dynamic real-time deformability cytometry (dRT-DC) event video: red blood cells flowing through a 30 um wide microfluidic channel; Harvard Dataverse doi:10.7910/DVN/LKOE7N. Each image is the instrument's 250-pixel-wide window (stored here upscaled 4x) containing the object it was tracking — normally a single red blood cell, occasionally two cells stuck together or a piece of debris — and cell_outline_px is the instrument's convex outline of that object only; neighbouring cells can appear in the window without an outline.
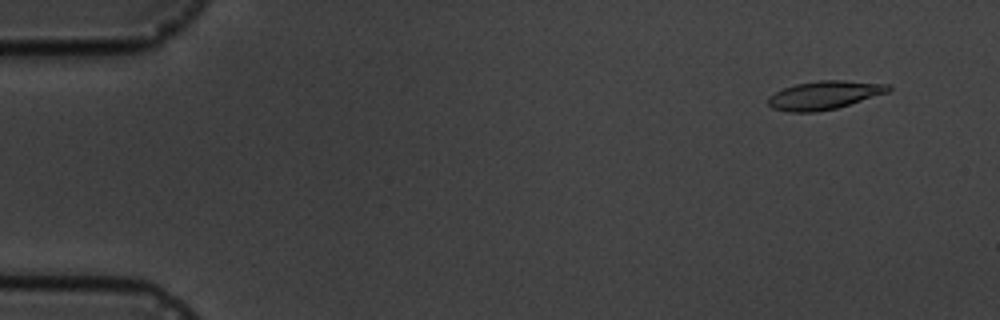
{"species": "common noctule bat (a hibernating species)", "species_latin": "Nyctalus noctula", "temperature_condition": "cold", "stored_images_in_passage": 5, "camera_frame_rate_fps": 3000, "um_per_image_px": 0.085, "animal": {"sex": "male", "body_mass_g": 19.5, "forearm_length_mm": 54.6}, "frame": {"image": 1, "passage_image": 2, "time_ms": 1.0, "image_size_px": [1000, 320], "cell_outline_px": [[892, 88], [888, 92], [836, 108], [816, 112], [788, 112], [772, 108], [768, 104], [768, 96], [784, 88], [796, 84], [820, 80], [840, 80], [892, 84]], "centroid_in_image_um": [70.07, 8.08], "position_along_channel_um": 14.9, "area_um2": 19.83}}
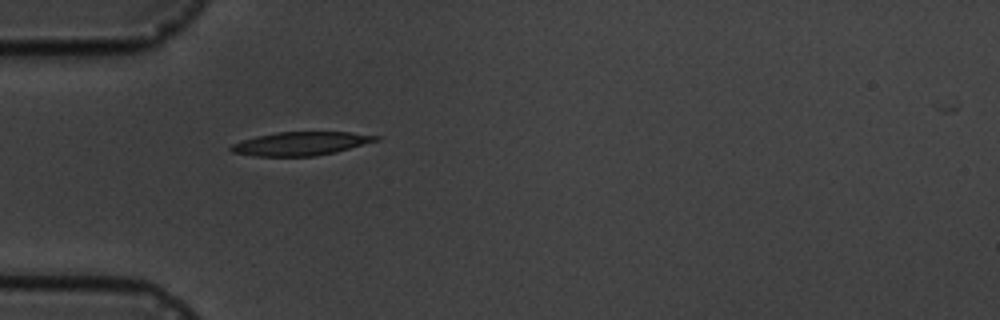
{"frame": {"image": 2, "passage_image": 5, "time_ms": 5.333, "image_size_px": [1000, 320], "cell_outline_px": [[380, 140], [336, 152], [316, 156], [256, 156], [232, 152], [228, 148], [232, 144], [256, 136], [276, 132], [352, 132], [380, 136]], "centroid_in_image_um": [25.6, 12.2], "position_along_channel_um": 59.4, "area_um2": 19.88}}